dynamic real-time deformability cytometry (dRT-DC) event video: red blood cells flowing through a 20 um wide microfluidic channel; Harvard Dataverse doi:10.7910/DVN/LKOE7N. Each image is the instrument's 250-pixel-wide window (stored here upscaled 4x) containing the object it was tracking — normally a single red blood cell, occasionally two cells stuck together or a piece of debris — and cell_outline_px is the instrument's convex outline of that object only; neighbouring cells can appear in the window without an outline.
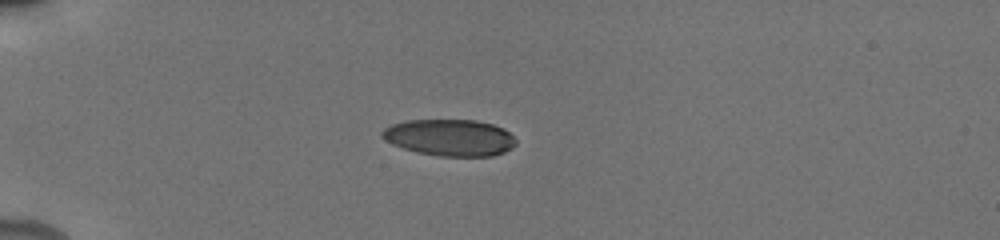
{"species": "human", "species_latin": "Homo sapiens", "temperature_condition": "cold", "stored_images_in_passage": 8, "camera_frame_rate_fps": 3000, "um_per_image_px": 0.085, "donor": {"sex": "male"}, "frame": {"image": 1, "passage_image": 1, "time_ms": 0.0, "image_size_px": [1000, 240], "cell_outline_px": [[516, 144], [512, 148], [504, 152], [492, 156], [440, 156], [416, 152], [392, 144], [384, 140], [380, 136], [380, 132], [384, 128], [392, 124], [404, 120], [476, 120], [492, 124], [504, 128], [516, 140]], "centroid_in_image_um": [38.21, 11.69], "position_along_channel_um": 46.8, "area_um2": 28.73}}